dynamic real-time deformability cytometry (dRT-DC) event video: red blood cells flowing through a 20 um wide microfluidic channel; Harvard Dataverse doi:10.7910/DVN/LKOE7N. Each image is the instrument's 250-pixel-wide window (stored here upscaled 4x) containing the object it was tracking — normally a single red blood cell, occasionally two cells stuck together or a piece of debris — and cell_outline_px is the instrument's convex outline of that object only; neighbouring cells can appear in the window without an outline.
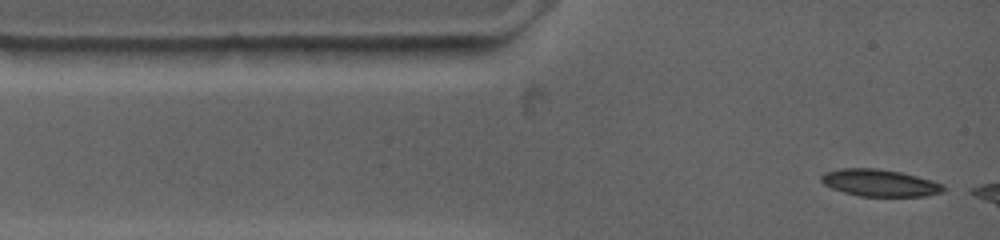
{"species": "common noctule bat (a hibernating species)", "species_latin": "Nyctalus noctula", "temperature_condition": "warm", "stored_images_in_passage": 3, "camera_frame_rate_fps": 4500, "um_per_image_px": 0.085, "animal": {"sex": "female", "body_mass_g": 19.0, "forearm_length_mm": 53.3}, "frame": {"image": 1, "passage_image": 1, "time_ms": 0.0, "image_size_px": [1000, 240], "cell_outline_px": [[944, 188], [940, 192], [924, 196], [860, 196], [844, 192], [832, 188], [824, 184], [820, 180], [820, 176], [828, 172], [844, 168], [872, 168], [900, 172], [916, 176], [940, 184]], "centroid_in_image_um": [74.71, 15.55], "position_along_channel_um": 10.3, "area_um2": 18.67}}